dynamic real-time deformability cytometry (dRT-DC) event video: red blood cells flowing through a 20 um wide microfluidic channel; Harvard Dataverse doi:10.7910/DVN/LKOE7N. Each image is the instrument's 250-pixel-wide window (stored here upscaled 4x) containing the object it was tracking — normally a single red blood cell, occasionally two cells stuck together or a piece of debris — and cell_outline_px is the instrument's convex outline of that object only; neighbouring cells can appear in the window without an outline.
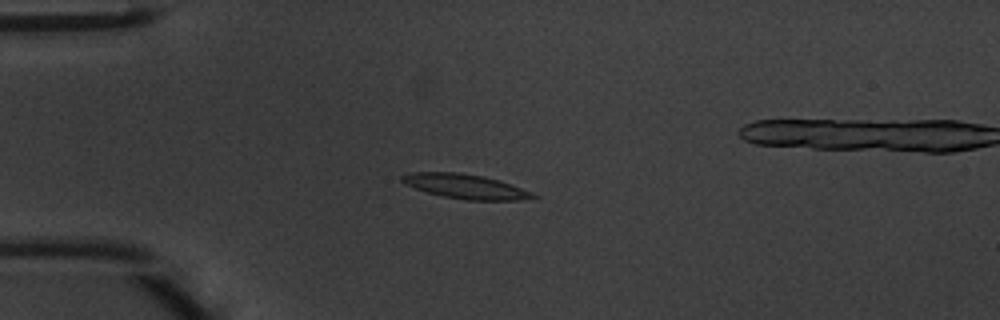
{"species": "common noctule bat (a hibernating species)", "species_latin": "Nyctalus noctula", "temperature_condition": "warm", "stored_images_in_passage": 32, "camera_frame_rate_fps": 3000, "um_per_image_px": 0.085, "animal": {"sex": "male", "body_mass_g": 20.1, "forearm_length_mm": 53.5}, "frame": {"image": 1, "passage_image": 3, "time_ms": 0.667, "image_size_px": [1000, 320], "cell_outline_px": [[540, 196], [520, 200], [468, 200], [444, 196], [428, 192], [404, 184], [400, 180], [400, 176], [412, 172], [460, 172], [484, 176], [532, 192]], "centroid_in_image_um": [39.52, 15.84], "position_along_channel_um": 45.5, "area_um2": 18.44}}
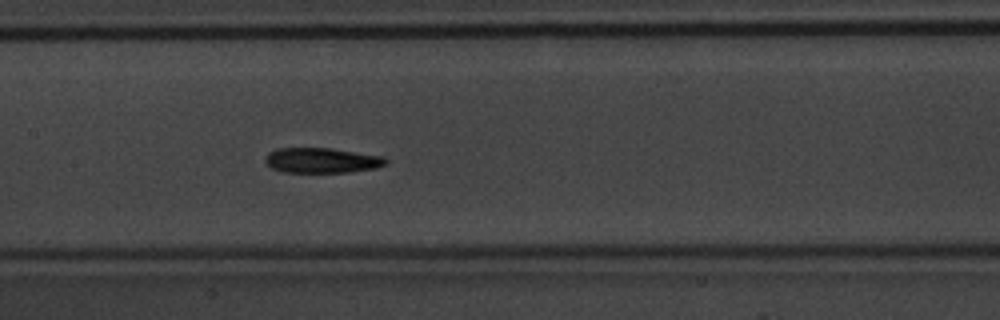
{"frame": {"image": 2, "passage_image": 14, "time_ms": 4.333, "image_size_px": [1000, 320], "cell_outline_px": [[388, 164], [376, 168], [348, 172], [280, 172], [272, 168], [264, 160], [264, 156], [268, 152], [276, 148], [328, 148], [384, 156], [388, 160]], "centroid_in_image_um": [27.34, 13.63], "position_along_channel_um": 180.1, "area_um2": 17.8}}
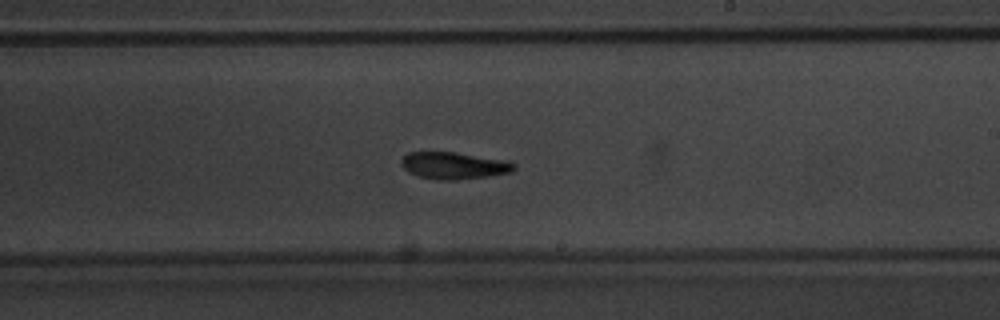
{"frame": {"image": 3, "passage_image": 19, "time_ms": 6.0, "image_size_px": [1000, 320], "cell_outline_px": [[516, 168], [512, 172], [488, 176], [456, 180], [436, 180], [420, 176], [408, 172], [400, 164], [400, 160], [408, 152], [452, 152], [508, 160], [516, 164]], "centroid_in_image_um": [38.59, 14.07], "position_along_channel_um": 250.4, "area_um2": 17.8}, "authors_computed_cell_mechanics": {"area_um2": 17.6868, "velocity_mm_per_s": 4.2327, "shape_relaxation_time_tau1_ms": 2.3347, "shape_relaxation_time_tau2_ms": 3.4463, "deformation_change_tau1": 0.1473, "deformation_change_tau2": 0.1141}}